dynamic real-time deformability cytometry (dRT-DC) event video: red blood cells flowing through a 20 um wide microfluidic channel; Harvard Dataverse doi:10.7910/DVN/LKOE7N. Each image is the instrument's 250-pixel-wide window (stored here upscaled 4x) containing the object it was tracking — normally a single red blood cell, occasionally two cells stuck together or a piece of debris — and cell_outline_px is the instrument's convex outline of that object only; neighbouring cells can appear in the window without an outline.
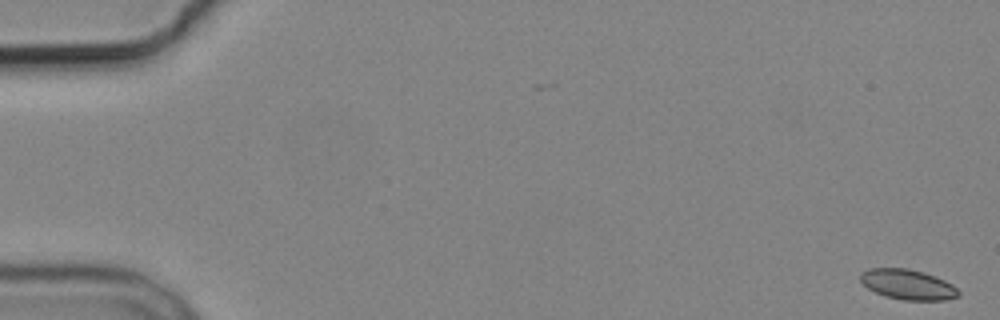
{"species": "common noctule bat (a hibernating species)", "species_latin": "Nyctalus noctula", "temperature_condition": "cold", "stored_images_in_passage": 6, "camera_frame_rate_fps": 3000, "um_per_image_px": 0.085, "animal": {"sex": "male", "body_mass_g": 19.2, "forearm_length_mm": 51.8}, "frame": {"image": 1, "passage_image": 1, "time_ms": 0.0, "image_size_px": [1000, 320], "cell_outline_px": [[960, 296], [944, 300], [904, 300], [884, 296], [868, 288], [860, 280], [860, 276], [868, 268], [908, 268], [924, 272], [944, 280], [952, 284], [960, 292]], "centroid_in_image_um": [77.18, 24.18], "position_along_channel_um": 7.8, "area_um2": 17.17}}
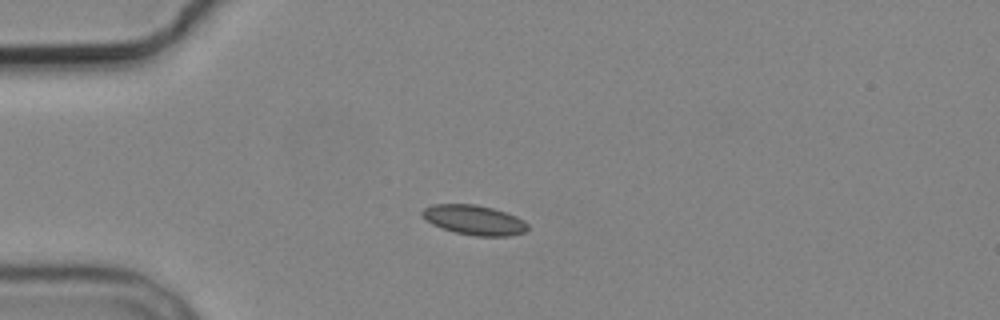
{"frame": {"image": 2, "passage_image": 5, "time_ms": 4.667, "image_size_px": [1000, 320], "cell_outline_px": [[528, 228], [524, 232], [508, 236], [476, 236], [456, 232], [440, 228], [432, 224], [420, 212], [424, 208], [432, 204], [476, 204], [492, 208], [516, 216], [524, 220], [528, 224]], "centroid_in_image_um": [40.31, 18.69], "position_along_channel_um": 44.7, "area_um2": 18.21}}